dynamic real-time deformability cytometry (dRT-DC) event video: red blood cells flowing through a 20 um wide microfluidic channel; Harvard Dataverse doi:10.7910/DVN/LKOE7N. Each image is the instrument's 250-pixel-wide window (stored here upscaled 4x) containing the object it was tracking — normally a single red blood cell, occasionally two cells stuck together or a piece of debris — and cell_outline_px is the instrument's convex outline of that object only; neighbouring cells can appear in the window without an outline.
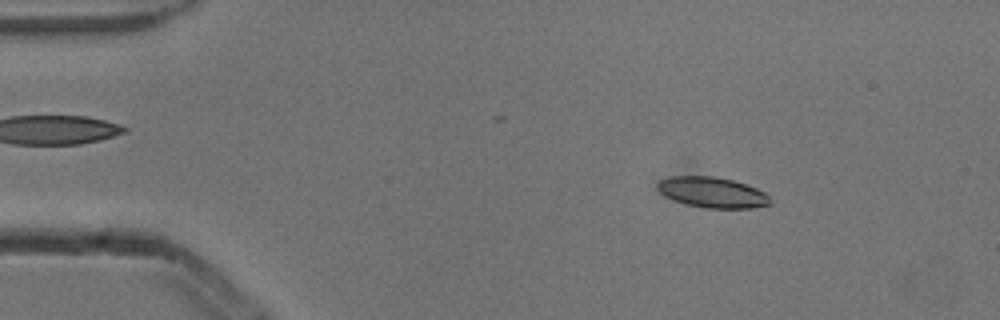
{"species": "common noctule bat (a hibernating species)", "species_latin": "Nyctalus noctula", "temperature_condition": "cold", "stored_images_in_passage": 4, "camera_frame_rate_fps": 3000, "um_per_image_px": 0.085, "animal": {"sex": "male", "body_mass_g": 13.3}, "frame": {"image": 1, "passage_image": 2, "time_ms": 0.333, "image_size_px": [1000, 320], "cell_outline_px": [[772, 204], [752, 208], [708, 208], [688, 204], [676, 200], [660, 192], [656, 188], [656, 184], [660, 180], [672, 176], [712, 176], [732, 180], [756, 188], [764, 192], [768, 196]], "centroid_in_image_um": [60.56, 16.35], "position_along_channel_um": 24.4, "area_um2": 19.77}}